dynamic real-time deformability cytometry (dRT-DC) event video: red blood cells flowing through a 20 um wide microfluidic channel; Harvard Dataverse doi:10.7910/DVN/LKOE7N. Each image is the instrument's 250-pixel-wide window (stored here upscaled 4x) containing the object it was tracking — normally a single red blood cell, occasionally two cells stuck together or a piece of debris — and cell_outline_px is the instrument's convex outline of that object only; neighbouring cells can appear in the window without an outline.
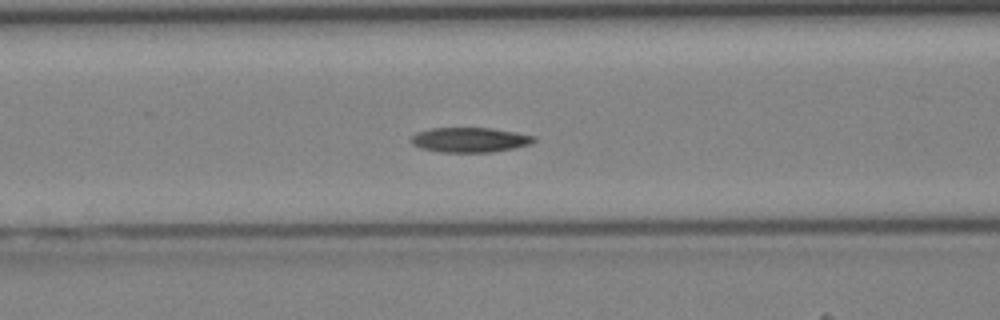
{"species": "Egyptian fruit bat (a non-hibernating species)", "species_latin": "Rousettus aegyptiacus", "temperature_condition": "cold", "stored_images_in_passage": 34, "camera_frame_rate_fps": 3000, "um_per_image_px": 0.085, "animal": {"sex": "female"}, "frame": {"image": 1, "passage_image": 9, "time_ms": 2.667, "image_size_px": [1000, 320], "cell_outline_px": [[536, 140], [532, 144], [492, 152], [440, 152], [420, 148], [412, 144], [408, 140], [416, 132], [432, 128], [492, 128], [516, 132], [536, 136]], "centroid_in_image_um": [39.92, 11.88], "position_along_channel_um": 126.7, "area_um2": 17.92}}
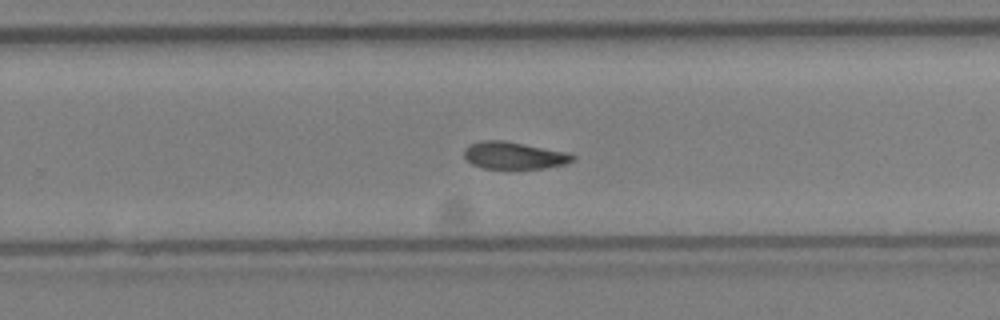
{"frame": {"image": 2, "passage_image": 19, "time_ms": 6.0, "image_size_px": [1000, 320], "cell_outline_px": [[576, 160], [564, 164], [544, 168], [512, 172], [484, 168], [472, 164], [464, 156], [464, 148], [468, 144], [484, 140], [504, 140], [564, 152], [576, 156]], "centroid_in_image_um": [43.66, 13.26], "position_along_channel_um": 286.1, "area_um2": 17.86}}
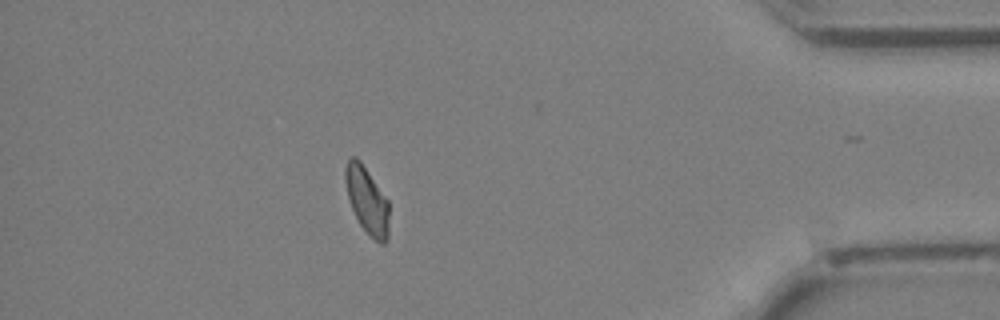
{"frame": {"image": 3, "passage_image": 29, "time_ms": 9.333, "image_size_px": [1000, 320], "cell_outline_px": [[388, 240], [384, 244], [380, 244], [360, 224], [352, 208], [348, 196], [344, 176], [344, 168], [348, 160], [352, 156], [356, 156], [360, 160], [388, 200]], "centroid_in_image_um": [31.19, 17.0], "position_along_channel_um": 404.0, "area_um2": 16.76}}